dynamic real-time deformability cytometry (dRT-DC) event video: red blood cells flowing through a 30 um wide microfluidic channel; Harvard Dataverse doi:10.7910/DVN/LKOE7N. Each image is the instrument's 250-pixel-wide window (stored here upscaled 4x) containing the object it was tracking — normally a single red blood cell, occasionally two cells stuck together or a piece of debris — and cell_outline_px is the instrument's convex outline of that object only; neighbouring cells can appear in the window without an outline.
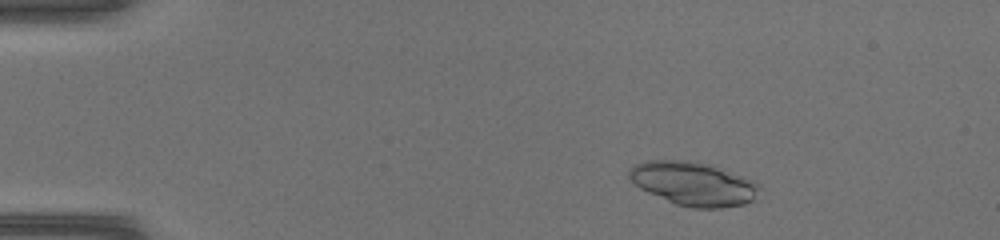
{"species": "common noctule bat (a hibernating species)", "species_latin": "Nyctalus noctula", "temperature_condition": "warm", "stored_images_in_passage": 44, "camera_frame_rate_fps": 3000, "um_per_image_px": 0.085, "animal": {"sex": "female", "body_mass_g": 17.0, "forearm_length_mm": 48.0}, "frame": {"image": 1, "passage_image": 6, "time_ms": 1.667, "image_size_px": [1000, 240], "cell_outline_px": [[760, 188], [752, 200], [744, 204], [720, 208], [692, 208], [676, 204], [648, 192], [640, 188], [628, 176], [628, 168], [636, 164], [648, 160], [696, 160], [712, 164], [744, 176], [760, 184]], "centroid_in_image_um": [58.95, 15.59], "position_along_channel_um": 26.0, "area_um2": 33.35}}